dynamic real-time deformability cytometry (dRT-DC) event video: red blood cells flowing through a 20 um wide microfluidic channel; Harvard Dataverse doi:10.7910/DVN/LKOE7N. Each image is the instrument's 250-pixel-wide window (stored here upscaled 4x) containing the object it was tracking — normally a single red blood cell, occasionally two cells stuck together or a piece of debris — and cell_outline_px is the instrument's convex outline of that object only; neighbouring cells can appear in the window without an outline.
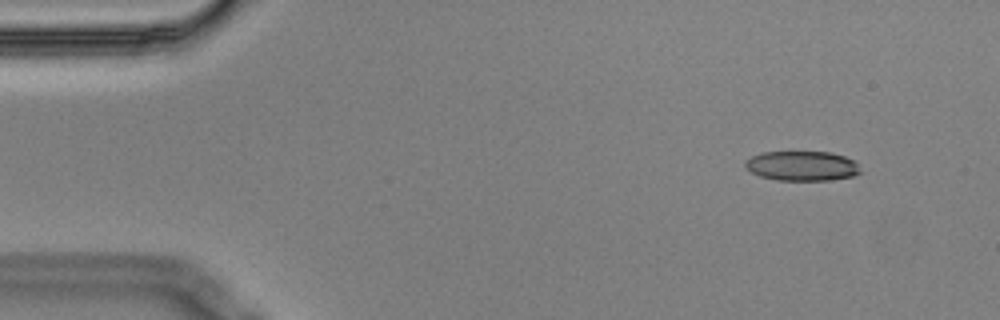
{"species": "Egyptian fruit bat (a non-hibernating species)", "species_latin": "Rousettus aegyptiacus", "temperature_condition": "cold", "stored_images_in_passage": 6, "camera_frame_rate_fps": 3000, "um_per_image_px": 0.085, "animal": {"sex": "male"}, "frame": {"image": 1, "passage_image": 2, "time_ms": 0.333, "image_size_px": [1000, 320], "cell_outline_px": [[860, 172], [852, 176], [832, 180], [776, 180], [760, 176], [744, 168], [744, 160], [752, 156], [764, 152], [832, 152], [856, 160]], "centroid_in_image_um": [68.16, 14.1], "position_along_channel_um": 16.8, "area_um2": 20.06}}
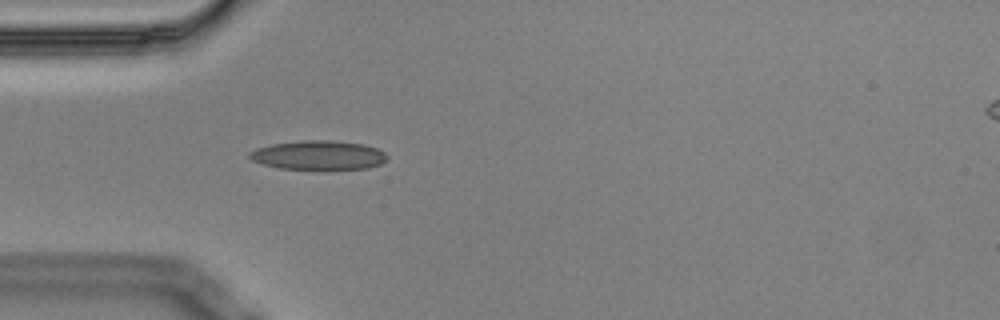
{"frame": {"image": 2, "passage_image": 5, "time_ms": 1.333, "image_size_px": [1000, 320], "cell_outline_px": [[388, 160], [380, 164], [368, 168], [280, 168], [264, 164], [252, 160], [248, 156], [248, 152], [256, 148], [272, 144], [300, 140], [332, 140], [364, 144], [376, 148], [384, 152], [388, 156]], "centroid_in_image_um": [27.08, 13.16], "position_along_channel_um": 57.9, "area_um2": 23.12}}